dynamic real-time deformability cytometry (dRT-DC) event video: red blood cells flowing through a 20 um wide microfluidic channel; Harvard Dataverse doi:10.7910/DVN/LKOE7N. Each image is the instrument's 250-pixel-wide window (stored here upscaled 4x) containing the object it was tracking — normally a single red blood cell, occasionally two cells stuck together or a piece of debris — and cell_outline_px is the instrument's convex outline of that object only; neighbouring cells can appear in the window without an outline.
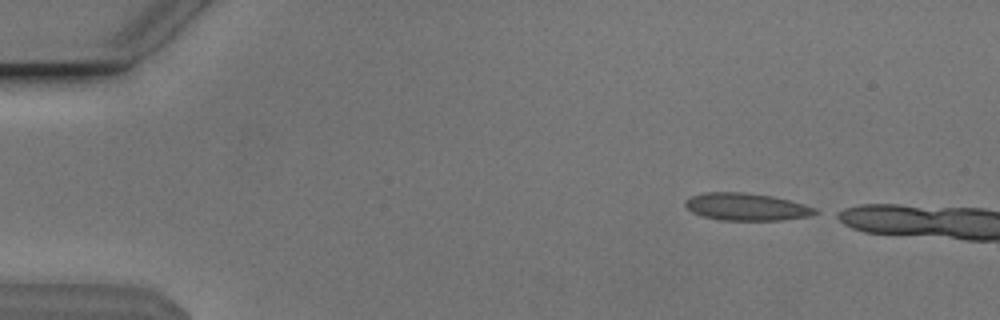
{"species": "Egyptian fruit bat (a non-hibernating species)", "species_latin": "Rousettus aegyptiacus", "temperature_condition": "cold", "stored_images_in_passage": 4, "camera_frame_rate_fps": 3000, "um_per_image_px": 0.085, "animal": {"sex": "male"}, "frame": {"image": 1, "passage_image": 1, "time_ms": 0.0, "image_size_px": [1000, 320], "cell_outline_px": [[820, 212], [812, 216], [780, 220], [720, 220], [704, 216], [692, 212], [684, 204], [684, 200], [692, 196], [704, 192], [744, 192], [772, 196], [804, 204], [816, 208]], "centroid_in_image_um": [63.47, 17.58], "position_along_channel_um": 21.5, "area_um2": 20.75}}